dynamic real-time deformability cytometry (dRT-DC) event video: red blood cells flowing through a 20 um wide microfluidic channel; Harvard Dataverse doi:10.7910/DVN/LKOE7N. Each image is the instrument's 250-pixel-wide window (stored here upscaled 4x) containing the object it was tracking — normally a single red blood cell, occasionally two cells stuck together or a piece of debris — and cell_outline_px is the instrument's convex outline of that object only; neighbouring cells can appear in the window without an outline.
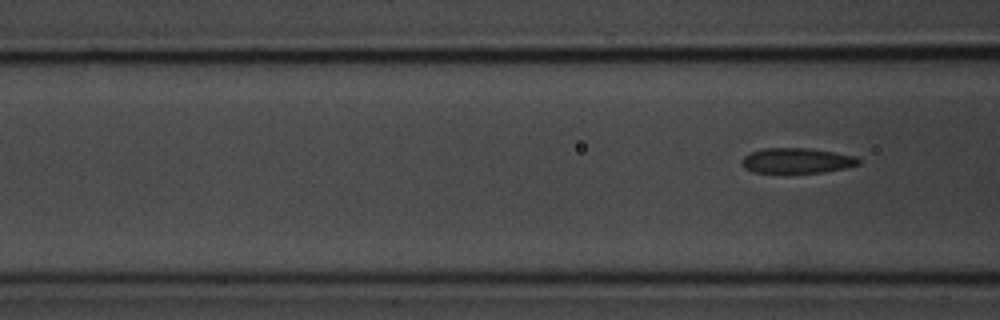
{"species": "common noctule bat (a hibernating species)", "species_latin": "Nyctalus noctula", "temperature_condition": "room temperature", "stored_images_in_passage": 5, "segment_of_instrument_passage": [2, 2], "camera_frame_rate_fps": 3000, "um_per_image_px": 0.085, "animal": {"sex": "male", "body_mass_g": 20.1, "forearm_length_mm": 53.5}, "frame": {"image": 1, "passage_image": 5, "time_ms": 5.333, "image_size_px": [1000, 320], "cell_outline_px": [[860, 164], [848, 168], [824, 172], [752, 172], [744, 168], [740, 160], [744, 156], [752, 152], [764, 148], [812, 148], [856, 156], [860, 160]], "centroid_in_image_um": [67.76, 13.65], "position_along_channel_um": 98.8, "area_um2": 17.22}}